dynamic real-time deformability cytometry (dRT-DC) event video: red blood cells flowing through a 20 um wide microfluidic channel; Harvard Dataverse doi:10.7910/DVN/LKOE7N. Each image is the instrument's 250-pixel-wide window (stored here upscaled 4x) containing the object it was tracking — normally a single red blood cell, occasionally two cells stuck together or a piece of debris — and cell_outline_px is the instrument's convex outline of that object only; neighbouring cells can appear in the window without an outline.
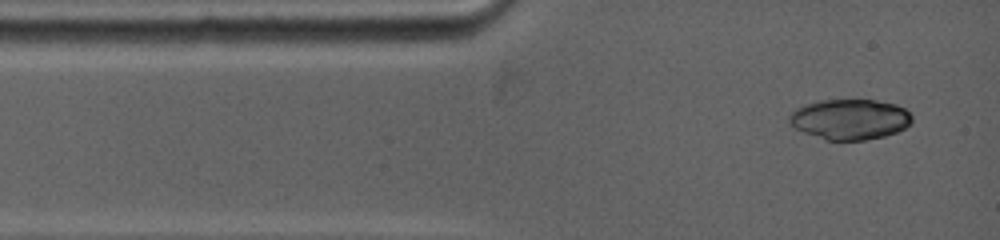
{"species": "common noctule bat (a hibernating species)", "species_latin": "Nyctalus noctula", "temperature_condition": "warm", "stored_images_in_passage": 4, "camera_frame_rate_fps": 5000, "um_per_image_px": 0.085, "animal": {"sex": "female", "body_mass_g": 19.0, "forearm_length_mm": 53.3}, "frame": {"image": 1, "passage_image": 1, "time_ms": 0.0, "image_size_px": [1000, 240], "cell_outline_px": [[912, 120], [904, 128], [896, 132], [884, 136], [864, 140], [824, 140], [792, 128], [788, 124], [788, 116], [796, 108], [804, 104], [820, 100], [876, 100], [896, 104], [904, 108], [912, 116]], "centroid_in_image_um": [72.18, 10.14], "position_along_channel_um": 12.8, "area_um2": 29.13}}